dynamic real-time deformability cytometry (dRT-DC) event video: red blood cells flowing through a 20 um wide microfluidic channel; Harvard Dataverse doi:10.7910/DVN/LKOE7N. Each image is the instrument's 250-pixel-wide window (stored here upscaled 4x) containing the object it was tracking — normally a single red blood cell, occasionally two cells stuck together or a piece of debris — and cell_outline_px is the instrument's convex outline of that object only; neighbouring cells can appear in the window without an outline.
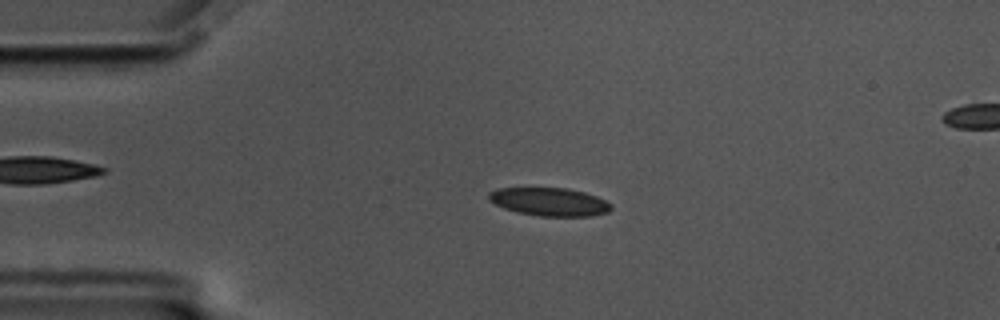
{"species": "common noctule bat (a hibernating species)", "species_latin": "Nyctalus noctula", "temperature_condition": "cold", "stored_images_in_passage": 58, "segment_of_instrument_passage": [1, 2], "camera_frame_rate_fps": 3000, "um_per_image_px": 0.085, "animal": {"sex": "male", "body_mass_g": 17.5, "forearm_length_mm": 52.3}, "frame": {"image": 1, "passage_image": 12, "time_ms": 3.667, "image_size_px": [1000, 320], "cell_outline_px": [[612, 208], [608, 212], [592, 216], [540, 216], [516, 212], [504, 208], [488, 200], [488, 192], [496, 188], [568, 188], [584, 192], [596, 196], [612, 204]], "centroid_in_image_um": [46.69, 17.15], "position_along_channel_um": 38.3, "area_um2": 20.17}}
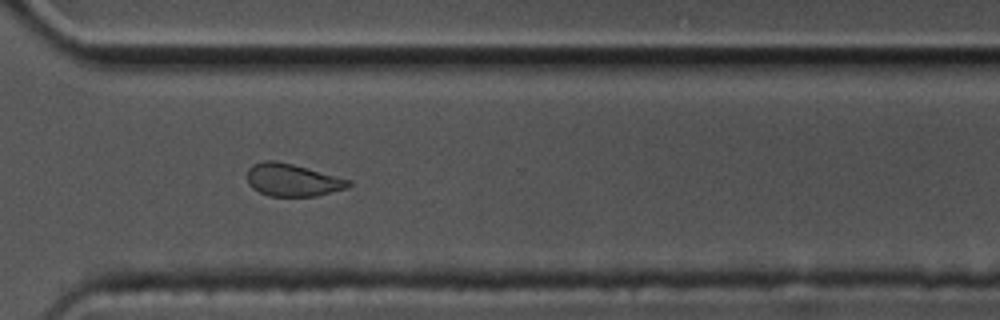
{"frame": {"image": 2, "passage_image": 41, "time_ms": 13.333, "image_size_px": [1000, 320], "cell_outline_px": [[352, 184], [348, 188], [316, 196], [268, 196], [252, 188], [248, 184], [248, 168], [252, 164], [264, 160], [276, 160], [292, 164], [352, 180]], "centroid_in_image_um": [24.86, 15.3], "position_along_channel_um": 345.7, "area_um2": 19.31}}
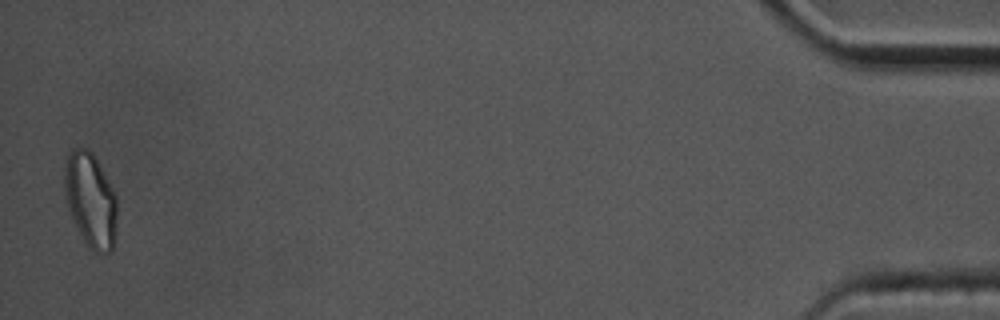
{"frame": {"image": 3, "passage_image": 56, "time_ms": 18.333, "image_size_px": [1000, 320], "cell_outline_px": [[116, 224], [112, 252], [100, 256], [92, 252], [84, 244], [72, 220], [68, 208], [64, 188], [64, 168], [68, 152], [72, 148], [88, 148], [92, 152], [112, 188], [116, 196]], "centroid_in_image_um": [7.68, 17.07], "position_along_channel_um": 427.5, "area_um2": 29.42}}